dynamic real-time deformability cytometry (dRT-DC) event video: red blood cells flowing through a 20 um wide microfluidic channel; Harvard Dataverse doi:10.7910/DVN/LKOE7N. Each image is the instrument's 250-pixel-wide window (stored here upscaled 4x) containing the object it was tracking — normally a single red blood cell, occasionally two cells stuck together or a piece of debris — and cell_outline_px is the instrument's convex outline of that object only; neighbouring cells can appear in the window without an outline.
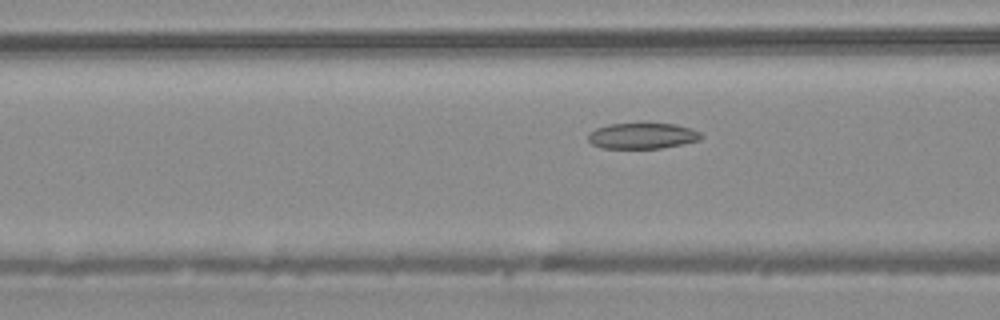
{"species": "common noctule bat (a hibernating species)", "species_latin": "Nyctalus noctula", "temperature_condition": "warm", "stored_images_in_passage": 7, "camera_frame_rate_fps": 3000, "um_per_image_px": 0.085, "animal": {"sex": "male", "body_mass_g": 20.4}, "frame": {"image": 1, "passage_image": 7, "time_ms": 2.0, "image_size_px": [1000, 320], "cell_outline_px": [[704, 136], [700, 140], [684, 144], [660, 148], [600, 148], [592, 144], [588, 140], [588, 136], [596, 128], [608, 124], [676, 124], [692, 128], [700, 132]], "centroid_in_image_um": [54.64, 11.55], "position_along_channel_um": 112.0, "area_um2": 16.99}}